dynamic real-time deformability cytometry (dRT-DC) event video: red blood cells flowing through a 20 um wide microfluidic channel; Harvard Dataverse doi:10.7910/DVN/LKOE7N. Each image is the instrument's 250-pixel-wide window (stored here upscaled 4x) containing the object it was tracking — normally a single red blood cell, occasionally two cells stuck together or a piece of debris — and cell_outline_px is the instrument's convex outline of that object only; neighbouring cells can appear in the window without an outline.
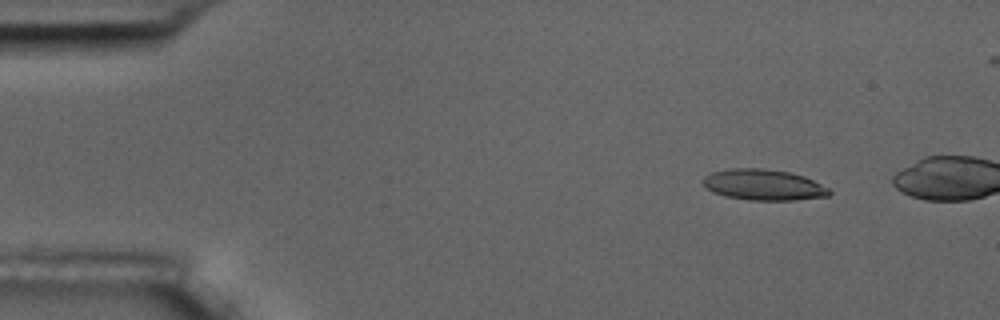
{"species": "common noctule bat (a hibernating species)", "species_latin": "Nyctalus noctula", "temperature_condition": "room temperature", "stored_images_in_passage": 4, "camera_frame_rate_fps": 3000, "um_per_image_px": 0.085, "animal": {"sex": "male", "body_mass_g": 17.5, "forearm_length_mm": 52.3}, "frame": {"image": 1, "passage_image": 1, "time_ms": 0.0, "image_size_px": [1000, 320], "cell_outline_px": [[832, 192], [828, 196], [796, 200], [748, 200], [724, 196], [712, 192], [700, 180], [704, 176], [712, 172], [732, 168], [760, 168], [788, 172], [804, 176], [828, 188]], "centroid_in_image_um": [64.87, 15.71], "position_along_channel_um": 20.1, "area_um2": 22.72}}